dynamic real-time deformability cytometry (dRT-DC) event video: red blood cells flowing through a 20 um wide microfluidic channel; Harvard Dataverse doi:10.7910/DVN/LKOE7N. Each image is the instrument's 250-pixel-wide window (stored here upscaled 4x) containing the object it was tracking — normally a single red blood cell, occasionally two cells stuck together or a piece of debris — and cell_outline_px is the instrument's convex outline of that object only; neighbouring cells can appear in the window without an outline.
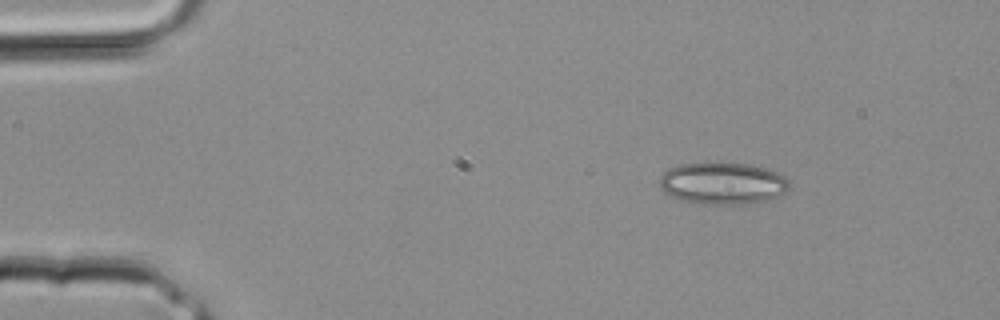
{"species": "common noctule bat (a hibernating species)", "species_latin": "Nyctalus noctula", "temperature_condition": "room temperature", "stored_images_in_passage": 2, "camera_frame_rate_fps": 3000, "um_per_image_px": 0.085, "animal": {"sex": "male", "body_mass_g": 20.4}, "frame": {"image": 1, "passage_image": 2, "time_ms": 0.333, "image_size_px": [1000, 320], "cell_outline_px": [[788, 188], [784, 192], [768, 200], [752, 204], [704, 204], [684, 200], [672, 196], [664, 192], [660, 188], [660, 176], [668, 168], [680, 164], [720, 160], [748, 164], [764, 168], [776, 172], [784, 176], [788, 180]], "centroid_in_image_um": [61.4, 15.55], "position_along_channel_um": 23.6, "area_um2": 32.25}}